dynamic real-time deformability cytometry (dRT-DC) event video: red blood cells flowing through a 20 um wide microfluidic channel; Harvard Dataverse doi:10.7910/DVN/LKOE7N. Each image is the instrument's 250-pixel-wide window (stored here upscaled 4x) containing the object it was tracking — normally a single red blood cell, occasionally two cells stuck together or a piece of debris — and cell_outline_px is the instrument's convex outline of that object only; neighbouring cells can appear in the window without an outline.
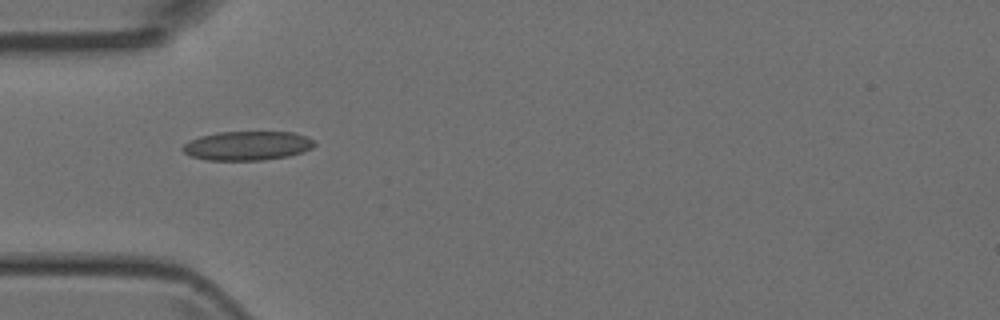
{"species": "Egyptian fruit bat (a non-hibernating species)", "species_latin": "Rousettus aegyptiacus", "temperature_condition": "room temperature", "stored_images_in_passage": 8, "camera_frame_rate_fps": 3000, "um_per_image_px": 0.085, "animal": {"sex": "female"}, "frame": {"image": 1, "passage_image": 4, "time_ms": 3.333, "image_size_px": [1000, 320], "cell_outline_px": [[316, 144], [312, 148], [304, 152], [288, 156], [264, 160], [208, 160], [188, 156], [180, 148], [188, 140], [200, 136], [220, 132], [292, 132], [308, 136], [316, 140]], "centroid_in_image_um": [21.04, 12.39], "position_along_channel_um": 64.0, "area_um2": 22.66}}
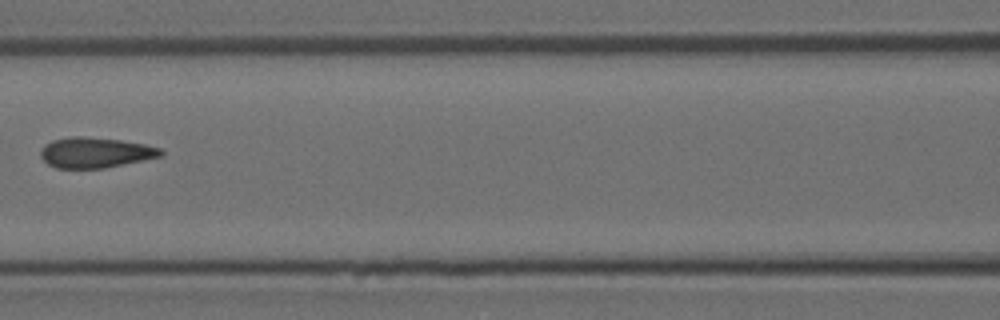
{"frame": {"image": 2, "passage_image": 6, "time_ms": 5.667, "image_size_px": [1000, 320], "cell_outline_px": [[164, 156], [104, 168], [56, 168], [48, 164], [40, 156], [40, 148], [44, 144], [52, 140], [72, 136], [84, 136], [120, 140], [144, 144], [160, 148], [164, 152]], "centroid_in_image_um": [8.09, 12.96], "position_along_channel_um": 158.5, "area_um2": 21.44}}
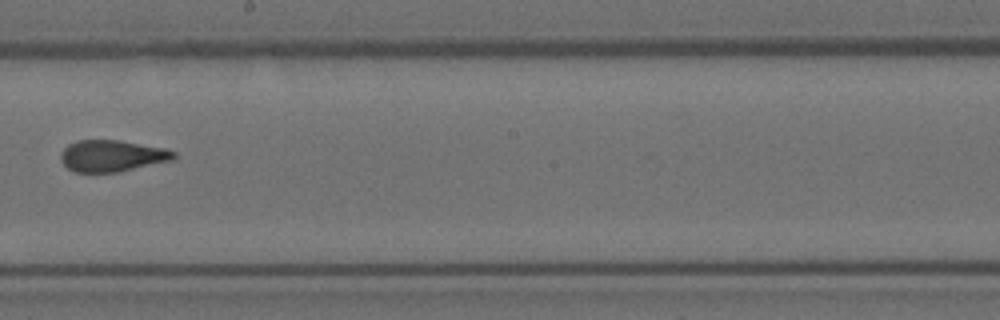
{"frame": {"image": 3, "passage_image": 8, "time_ms": 7.667, "image_size_px": [1000, 320], "cell_outline_px": [[176, 156], [172, 160], [120, 172], [72, 172], [60, 160], [60, 152], [68, 144], [80, 140], [120, 140], [164, 148], [176, 152]], "centroid_in_image_um": [9.5, 13.25], "position_along_channel_um": 238.7, "area_um2": 20.87}}